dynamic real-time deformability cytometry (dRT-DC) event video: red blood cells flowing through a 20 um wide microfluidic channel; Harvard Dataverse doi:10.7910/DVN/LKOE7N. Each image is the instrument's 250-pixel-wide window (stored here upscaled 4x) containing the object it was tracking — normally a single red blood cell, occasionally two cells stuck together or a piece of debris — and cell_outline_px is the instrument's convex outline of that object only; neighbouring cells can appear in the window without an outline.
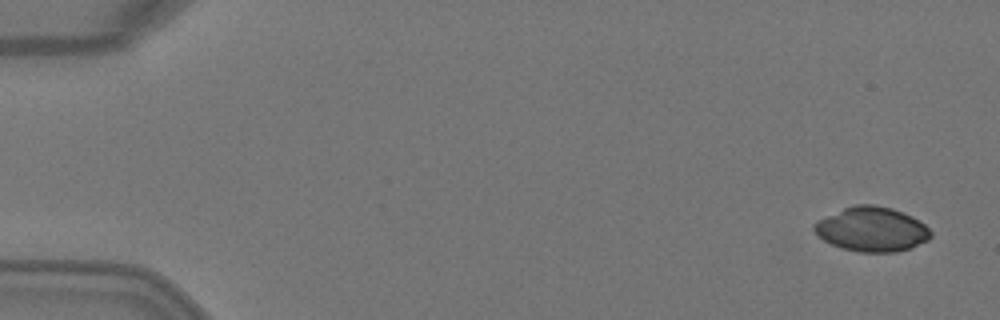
{"species": "Egyptian fruit bat (a non-hibernating species)", "species_latin": "Rousettus aegyptiacus", "temperature_condition": "warm", "stored_images_in_passage": 4, "camera_frame_rate_fps": 3000, "um_per_image_px": 0.085, "animal": {"sex": "female"}, "frame": {"image": 1, "passage_image": 1, "time_ms": 0.0, "image_size_px": [1000, 320], "cell_outline_px": [[932, 236], [928, 240], [912, 248], [896, 252], [856, 252], [832, 244], [824, 240], [812, 228], [812, 224], [816, 220], [844, 208], [856, 204], [876, 204], [892, 208], [912, 216], [924, 224], [932, 232]], "centroid_in_image_um": [74.12, 19.48], "position_along_channel_um": 10.9, "area_um2": 30.35}}